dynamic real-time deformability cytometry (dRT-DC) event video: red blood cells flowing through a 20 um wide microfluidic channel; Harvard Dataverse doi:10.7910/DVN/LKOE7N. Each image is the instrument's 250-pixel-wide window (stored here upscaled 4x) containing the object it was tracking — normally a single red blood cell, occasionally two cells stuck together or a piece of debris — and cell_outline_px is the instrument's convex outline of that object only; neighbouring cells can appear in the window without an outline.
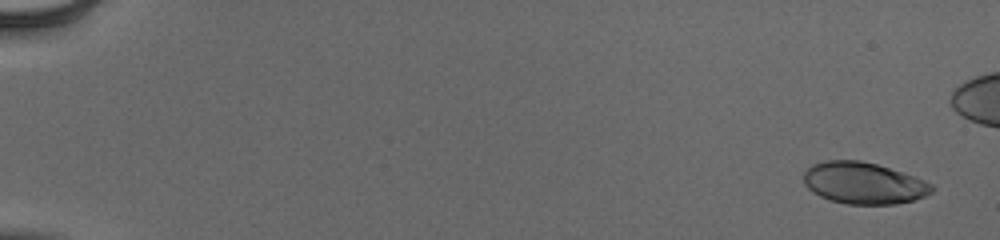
{"species": "human", "species_latin": "Homo sapiens", "temperature_condition": "cold", "stored_images_in_passage": 51, "camera_frame_rate_fps": 3000, "um_per_image_px": 0.085, "donor": {"sex": "male"}, "frame": {"image": 1, "passage_image": 3, "time_ms": 0.667, "image_size_px": [1000, 240], "cell_outline_px": [[936, 188], [932, 192], [924, 196], [912, 200], [896, 204], [848, 204], [832, 200], [820, 196], [812, 192], [804, 184], [804, 172], [812, 164], [824, 160], [860, 160], [876, 164], [924, 180], [932, 184]], "centroid_in_image_um": [73.39, 15.56], "position_along_channel_um": 11.6, "area_um2": 30.92}}
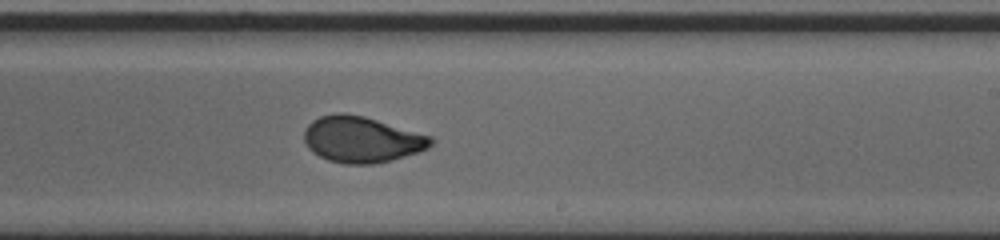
{"frame": {"image": 2, "passage_image": 36, "time_ms": 11.667, "image_size_px": [1000, 240], "cell_outline_px": [[436, 140], [428, 148], [392, 160], [372, 164], [344, 164], [328, 160], [312, 152], [308, 148], [304, 140], [304, 128], [312, 120], [320, 116], [336, 112], [344, 112], [364, 116], [432, 136]], "centroid_in_image_um": [30.72, 11.84], "position_along_channel_um": 258.3, "area_um2": 34.22}}
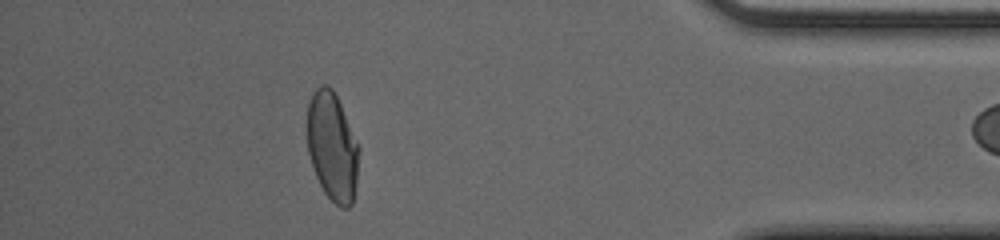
{"frame": {"image": 3, "passage_image": 50, "time_ms": 16.333, "image_size_px": [1000, 240], "cell_outline_px": [[360, 148], [356, 180], [352, 204], [348, 208], [340, 208], [324, 192], [316, 176], [308, 152], [308, 104], [312, 92], [320, 84], [328, 84], [332, 88], [360, 144]], "centroid_in_image_um": [28.26, 12.44], "position_along_channel_um": 406.9, "area_um2": 32.77}}